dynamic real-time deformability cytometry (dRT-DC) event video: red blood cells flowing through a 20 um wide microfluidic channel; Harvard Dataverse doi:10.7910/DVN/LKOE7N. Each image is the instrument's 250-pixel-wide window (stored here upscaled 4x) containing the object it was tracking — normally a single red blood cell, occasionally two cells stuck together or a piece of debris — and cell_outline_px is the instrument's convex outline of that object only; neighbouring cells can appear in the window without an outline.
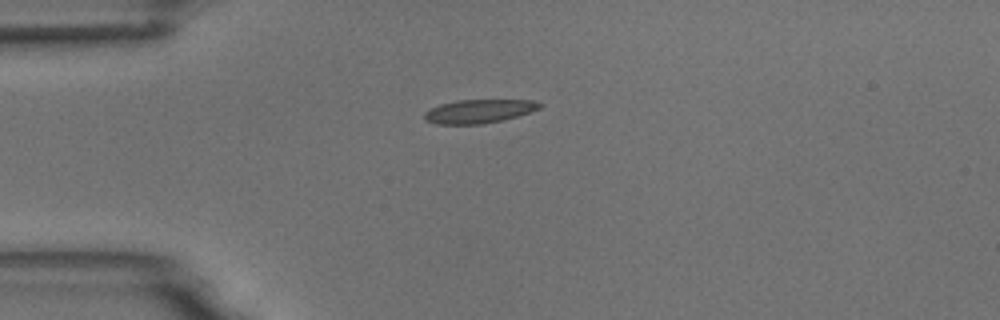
{"species": "common noctule bat (a hibernating species)", "species_latin": "Nyctalus noctula", "temperature_condition": "room temperature", "stored_images_in_passage": 8, "camera_frame_rate_fps": 3000, "um_per_image_px": 0.085, "animal": {"sex": "male", "body_mass_g": 18.8}, "frame": {"image": 1, "passage_image": 1, "time_ms": 0.0, "image_size_px": [1000, 320], "cell_outline_px": [[544, 104], [540, 108], [504, 120], [484, 124], [436, 124], [424, 120], [424, 112], [440, 104], [456, 100], [532, 100]], "centroid_in_image_um": [40.69, 9.46], "position_along_channel_um": 44.3, "area_um2": 15.9}}
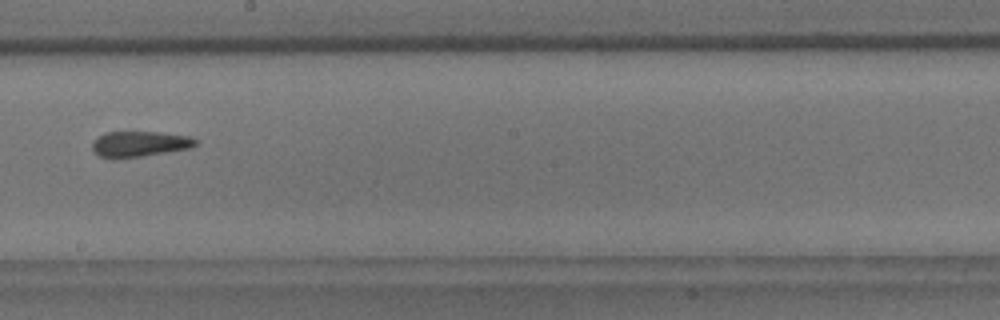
{"frame": {"image": 2, "passage_image": 6, "time_ms": 5.667, "image_size_px": [1000, 320], "cell_outline_px": [[196, 144], [192, 148], [140, 156], [112, 160], [100, 156], [92, 152], [92, 144], [100, 136], [108, 132], [156, 132], [192, 136], [196, 140]], "centroid_in_image_um": [11.85, 12.25], "position_along_channel_um": 236.3, "area_um2": 15.43}}